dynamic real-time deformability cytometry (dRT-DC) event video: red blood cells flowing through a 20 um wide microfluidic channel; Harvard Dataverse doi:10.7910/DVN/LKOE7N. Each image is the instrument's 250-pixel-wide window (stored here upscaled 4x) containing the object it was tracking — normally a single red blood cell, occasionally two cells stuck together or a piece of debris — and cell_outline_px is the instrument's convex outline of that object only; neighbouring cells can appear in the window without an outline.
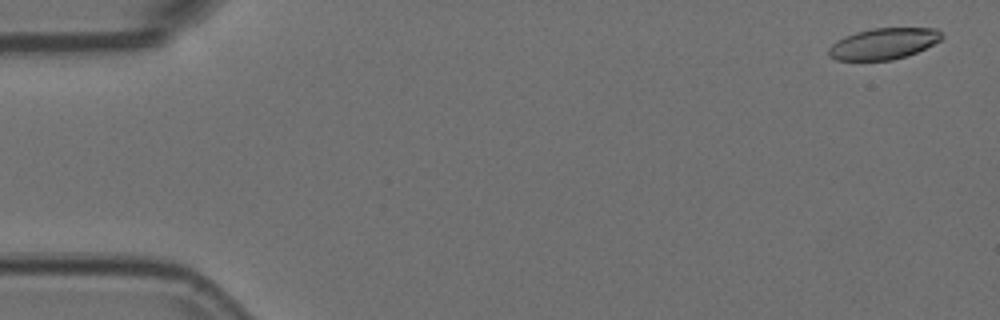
{"species": "Egyptian fruit bat (a non-hibernating species)", "species_latin": "Rousettus aegyptiacus", "temperature_condition": "room temperature", "stored_images_in_passage": 55, "camera_frame_rate_fps": 3000, "um_per_image_px": 0.085, "animal": {"sex": "female"}, "frame": {"image": 1, "passage_image": 2, "time_ms": 0.333, "image_size_px": [1000, 320], "cell_outline_px": [[944, 36], [940, 40], [916, 52], [892, 60], [836, 60], [828, 56], [828, 48], [836, 40], [844, 36], [856, 32], [872, 28], [936, 28]], "centroid_in_image_um": [75.05, 3.71], "position_along_channel_um": 9.9, "area_um2": 20.46}}
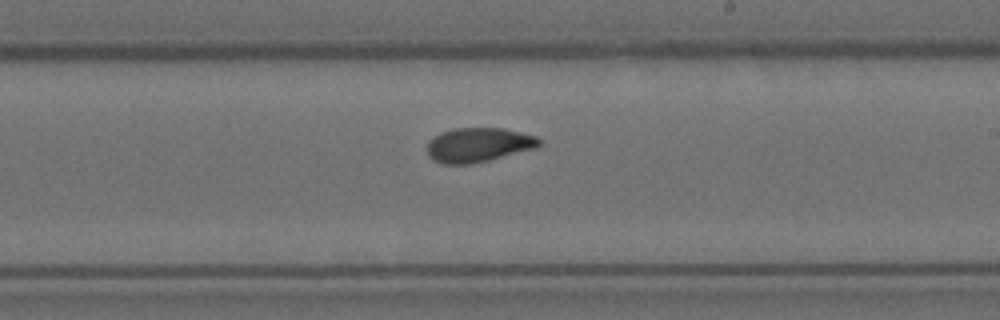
{"frame": {"image": 2, "passage_image": 32, "time_ms": 10.333, "image_size_px": [1000, 320], "cell_outline_px": [[540, 144], [536, 148], [488, 160], [468, 164], [444, 164], [432, 160], [428, 156], [428, 140], [432, 136], [440, 132], [456, 128], [504, 128], [536, 136], [540, 140]], "centroid_in_image_um": [40.63, 12.31], "position_along_channel_um": 248.4, "area_um2": 22.43}}
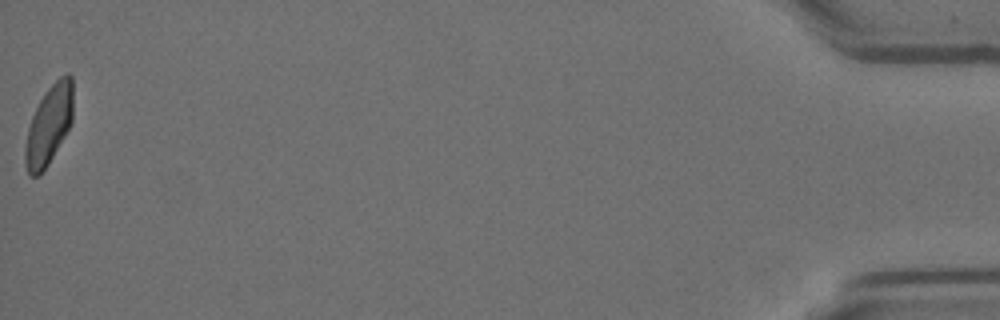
{"frame": {"image": 3, "passage_image": 55, "time_ms": 18.0, "image_size_px": [1000, 320], "cell_outline_px": [[72, 120], [64, 136], [48, 164], [36, 176], [28, 176], [24, 164], [24, 148], [28, 128], [32, 116], [40, 100], [48, 88], [60, 76], [68, 72], [72, 76]], "centroid_in_image_um": [4.13, 10.62], "position_along_channel_um": 431.1, "area_um2": 21.85}, "authors_computed_cell_mechanics": {"area_um2": 22.3108, "velocity_mm_per_s": 3.7066, "shape_relaxation_time_tau1_ms": 6.5022, "shape_relaxation_time_tau2_ms": 2.7678, "deformation_change_tau1": 0.1794, "deformation_change_tau2": 0.0808}}